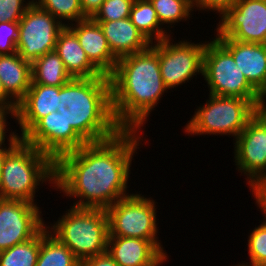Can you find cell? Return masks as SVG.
<instances>
[{"mask_svg":"<svg viewBox=\"0 0 266 266\" xmlns=\"http://www.w3.org/2000/svg\"><path fill=\"white\" fill-rule=\"evenodd\" d=\"M137 130H121L101 142L86 143L55 161V189L79 198L73 207L107 209L127 194L131 162L139 149ZM56 186V187H55Z\"/></svg>","mask_w":266,"mask_h":266,"instance_id":"obj_1","label":"cell"},{"mask_svg":"<svg viewBox=\"0 0 266 266\" xmlns=\"http://www.w3.org/2000/svg\"><path fill=\"white\" fill-rule=\"evenodd\" d=\"M110 81L117 124L123 130L139 131L167 90L161 77L158 49L151 43L142 52L119 58Z\"/></svg>","mask_w":266,"mask_h":266,"instance_id":"obj_2","label":"cell"},{"mask_svg":"<svg viewBox=\"0 0 266 266\" xmlns=\"http://www.w3.org/2000/svg\"><path fill=\"white\" fill-rule=\"evenodd\" d=\"M57 111L86 142L110 139L122 128L113 109L110 76L72 78L60 87Z\"/></svg>","mask_w":266,"mask_h":266,"instance_id":"obj_3","label":"cell"},{"mask_svg":"<svg viewBox=\"0 0 266 266\" xmlns=\"http://www.w3.org/2000/svg\"><path fill=\"white\" fill-rule=\"evenodd\" d=\"M46 181L55 185V161L21 140L5 157L0 177V199L35 204L37 186Z\"/></svg>","mask_w":266,"mask_h":266,"instance_id":"obj_4","label":"cell"},{"mask_svg":"<svg viewBox=\"0 0 266 266\" xmlns=\"http://www.w3.org/2000/svg\"><path fill=\"white\" fill-rule=\"evenodd\" d=\"M52 226L47 227L80 260L107 251L109 223L105 209L70 207Z\"/></svg>","mask_w":266,"mask_h":266,"instance_id":"obj_5","label":"cell"},{"mask_svg":"<svg viewBox=\"0 0 266 266\" xmlns=\"http://www.w3.org/2000/svg\"><path fill=\"white\" fill-rule=\"evenodd\" d=\"M185 133L196 135H228L235 139L258 109L246 99L209 94L206 104L198 107Z\"/></svg>","mask_w":266,"mask_h":266,"instance_id":"obj_6","label":"cell"},{"mask_svg":"<svg viewBox=\"0 0 266 266\" xmlns=\"http://www.w3.org/2000/svg\"><path fill=\"white\" fill-rule=\"evenodd\" d=\"M202 76L208 84L209 94L246 99L261 109L263 96L249 83L232 54L216 38L206 43Z\"/></svg>","mask_w":266,"mask_h":266,"instance_id":"obj_7","label":"cell"},{"mask_svg":"<svg viewBox=\"0 0 266 266\" xmlns=\"http://www.w3.org/2000/svg\"><path fill=\"white\" fill-rule=\"evenodd\" d=\"M143 196L130 193L106 209L109 236L149 240L168 258L157 237L155 201Z\"/></svg>","mask_w":266,"mask_h":266,"instance_id":"obj_8","label":"cell"},{"mask_svg":"<svg viewBox=\"0 0 266 266\" xmlns=\"http://www.w3.org/2000/svg\"><path fill=\"white\" fill-rule=\"evenodd\" d=\"M234 144L236 168L258 198L266 189V111L259 109L249 119Z\"/></svg>","mask_w":266,"mask_h":266,"instance_id":"obj_9","label":"cell"},{"mask_svg":"<svg viewBox=\"0 0 266 266\" xmlns=\"http://www.w3.org/2000/svg\"><path fill=\"white\" fill-rule=\"evenodd\" d=\"M64 27L51 13L32 2L19 21L17 53L33 63L55 50L59 32Z\"/></svg>","mask_w":266,"mask_h":266,"instance_id":"obj_10","label":"cell"},{"mask_svg":"<svg viewBox=\"0 0 266 266\" xmlns=\"http://www.w3.org/2000/svg\"><path fill=\"white\" fill-rule=\"evenodd\" d=\"M171 36L152 43L158 49L161 77L167 89L181 86L196 76L203 75L205 43L180 41L174 43ZM172 41V42H171Z\"/></svg>","mask_w":266,"mask_h":266,"instance_id":"obj_11","label":"cell"},{"mask_svg":"<svg viewBox=\"0 0 266 266\" xmlns=\"http://www.w3.org/2000/svg\"><path fill=\"white\" fill-rule=\"evenodd\" d=\"M220 18L216 37L266 44V0H237Z\"/></svg>","mask_w":266,"mask_h":266,"instance_id":"obj_12","label":"cell"},{"mask_svg":"<svg viewBox=\"0 0 266 266\" xmlns=\"http://www.w3.org/2000/svg\"><path fill=\"white\" fill-rule=\"evenodd\" d=\"M37 204L0 199V252L35 237L45 226Z\"/></svg>","mask_w":266,"mask_h":266,"instance_id":"obj_13","label":"cell"},{"mask_svg":"<svg viewBox=\"0 0 266 266\" xmlns=\"http://www.w3.org/2000/svg\"><path fill=\"white\" fill-rule=\"evenodd\" d=\"M21 139L54 161L86 144L58 111L41 118Z\"/></svg>","mask_w":266,"mask_h":266,"instance_id":"obj_14","label":"cell"},{"mask_svg":"<svg viewBox=\"0 0 266 266\" xmlns=\"http://www.w3.org/2000/svg\"><path fill=\"white\" fill-rule=\"evenodd\" d=\"M66 26L76 34L90 62L102 74L110 76L116 68L118 59L112 54L98 22L92 18H86L76 23H66Z\"/></svg>","mask_w":266,"mask_h":266,"instance_id":"obj_15","label":"cell"},{"mask_svg":"<svg viewBox=\"0 0 266 266\" xmlns=\"http://www.w3.org/2000/svg\"><path fill=\"white\" fill-rule=\"evenodd\" d=\"M232 54L238 68L249 83L262 95L266 93V44L245 43L216 37Z\"/></svg>","mask_w":266,"mask_h":266,"instance_id":"obj_16","label":"cell"},{"mask_svg":"<svg viewBox=\"0 0 266 266\" xmlns=\"http://www.w3.org/2000/svg\"><path fill=\"white\" fill-rule=\"evenodd\" d=\"M60 87L31 84L18 103L16 119L21 138L43 117L57 111Z\"/></svg>","mask_w":266,"mask_h":266,"instance_id":"obj_17","label":"cell"},{"mask_svg":"<svg viewBox=\"0 0 266 266\" xmlns=\"http://www.w3.org/2000/svg\"><path fill=\"white\" fill-rule=\"evenodd\" d=\"M107 252L119 266H160L167 257L149 240L109 236Z\"/></svg>","mask_w":266,"mask_h":266,"instance_id":"obj_18","label":"cell"},{"mask_svg":"<svg viewBox=\"0 0 266 266\" xmlns=\"http://www.w3.org/2000/svg\"><path fill=\"white\" fill-rule=\"evenodd\" d=\"M112 54L121 58L146 50L151 43L131 22L130 17L110 22H98Z\"/></svg>","mask_w":266,"mask_h":266,"instance_id":"obj_19","label":"cell"},{"mask_svg":"<svg viewBox=\"0 0 266 266\" xmlns=\"http://www.w3.org/2000/svg\"><path fill=\"white\" fill-rule=\"evenodd\" d=\"M72 78H92L103 74L90 62L76 34L65 26L58 35L54 50Z\"/></svg>","mask_w":266,"mask_h":266,"instance_id":"obj_20","label":"cell"},{"mask_svg":"<svg viewBox=\"0 0 266 266\" xmlns=\"http://www.w3.org/2000/svg\"><path fill=\"white\" fill-rule=\"evenodd\" d=\"M0 80L5 92L18 104L32 83V63L17 52L0 55Z\"/></svg>","mask_w":266,"mask_h":266,"instance_id":"obj_21","label":"cell"},{"mask_svg":"<svg viewBox=\"0 0 266 266\" xmlns=\"http://www.w3.org/2000/svg\"><path fill=\"white\" fill-rule=\"evenodd\" d=\"M72 79L60 56L51 51L32 63V83L61 87Z\"/></svg>","mask_w":266,"mask_h":266,"instance_id":"obj_22","label":"cell"},{"mask_svg":"<svg viewBox=\"0 0 266 266\" xmlns=\"http://www.w3.org/2000/svg\"><path fill=\"white\" fill-rule=\"evenodd\" d=\"M36 266H80V260L45 226L40 231V251Z\"/></svg>","mask_w":266,"mask_h":266,"instance_id":"obj_23","label":"cell"},{"mask_svg":"<svg viewBox=\"0 0 266 266\" xmlns=\"http://www.w3.org/2000/svg\"><path fill=\"white\" fill-rule=\"evenodd\" d=\"M130 19L150 43H153V40L157 42L170 36L166 32L167 29L162 28L157 12L149 0H135L131 8Z\"/></svg>","mask_w":266,"mask_h":266,"instance_id":"obj_24","label":"cell"},{"mask_svg":"<svg viewBox=\"0 0 266 266\" xmlns=\"http://www.w3.org/2000/svg\"><path fill=\"white\" fill-rule=\"evenodd\" d=\"M40 251V232L30 240L0 252V266H36Z\"/></svg>","mask_w":266,"mask_h":266,"instance_id":"obj_25","label":"cell"},{"mask_svg":"<svg viewBox=\"0 0 266 266\" xmlns=\"http://www.w3.org/2000/svg\"><path fill=\"white\" fill-rule=\"evenodd\" d=\"M157 12L158 20L161 25L170 24L182 20H187L193 11L192 0H149Z\"/></svg>","mask_w":266,"mask_h":266,"instance_id":"obj_26","label":"cell"},{"mask_svg":"<svg viewBox=\"0 0 266 266\" xmlns=\"http://www.w3.org/2000/svg\"><path fill=\"white\" fill-rule=\"evenodd\" d=\"M256 204H258L260 210H262L264 216L263 223L254 228L248 238V253L251 263L250 265L242 263L244 266H266V205H264L258 198Z\"/></svg>","mask_w":266,"mask_h":266,"instance_id":"obj_27","label":"cell"},{"mask_svg":"<svg viewBox=\"0 0 266 266\" xmlns=\"http://www.w3.org/2000/svg\"><path fill=\"white\" fill-rule=\"evenodd\" d=\"M40 8L51 13L65 26L62 20L75 21L84 20L87 17L83 14L80 0H33Z\"/></svg>","mask_w":266,"mask_h":266,"instance_id":"obj_28","label":"cell"},{"mask_svg":"<svg viewBox=\"0 0 266 266\" xmlns=\"http://www.w3.org/2000/svg\"><path fill=\"white\" fill-rule=\"evenodd\" d=\"M135 0H105L92 19L96 22H110L130 17Z\"/></svg>","mask_w":266,"mask_h":266,"instance_id":"obj_29","label":"cell"},{"mask_svg":"<svg viewBox=\"0 0 266 266\" xmlns=\"http://www.w3.org/2000/svg\"><path fill=\"white\" fill-rule=\"evenodd\" d=\"M19 22L0 23V55H9L17 52Z\"/></svg>","mask_w":266,"mask_h":266,"instance_id":"obj_30","label":"cell"},{"mask_svg":"<svg viewBox=\"0 0 266 266\" xmlns=\"http://www.w3.org/2000/svg\"><path fill=\"white\" fill-rule=\"evenodd\" d=\"M0 0V23L19 22L33 0ZM27 4V5H26Z\"/></svg>","mask_w":266,"mask_h":266,"instance_id":"obj_31","label":"cell"},{"mask_svg":"<svg viewBox=\"0 0 266 266\" xmlns=\"http://www.w3.org/2000/svg\"><path fill=\"white\" fill-rule=\"evenodd\" d=\"M237 0H192L193 9L217 11L222 16L231 9ZM196 7V8H195Z\"/></svg>","mask_w":266,"mask_h":266,"instance_id":"obj_32","label":"cell"},{"mask_svg":"<svg viewBox=\"0 0 266 266\" xmlns=\"http://www.w3.org/2000/svg\"><path fill=\"white\" fill-rule=\"evenodd\" d=\"M80 266H119L112 256L107 252H103L96 256H92L80 261Z\"/></svg>","mask_w":266,"mask_h":266,"instance_id":"obj_33","label":"cell"},{"mask_svg":"<svg viewBox=\"0 0 266 266\" xmlns=\"http://www.w3.org/2000/svg\"><path fill=\"white\" fill-rule=\"evenodd\" d=\"M8 114L11 116V118L13 116L14 119H16V112L12 108L0 107V147L5 146L4 142L7 138L5 133H8L6 132V126L8 124V121L6 122V117H8Z\"/></svg>","mask_w":266,"mask_h":266,"instance_id":"obj_34","label":"cell"},{"mask_svg":"<svg viewBox=\"0 0 266 266\" xmlns=\"http://www.w3.org/2000/svg\"><path fill=\"white\" fill-rule=\"evenodd\" d=\"M21 137L18 136V133L14 132H10L9 135V144H8V148L7 146L5 147H0V177H1V173H2V168L4 165V160L6 155L21 141Z\"/></svg>","mask_w":266,"mask_h":266,"instance_id":"obj_35","label":"cell"},{"mask_svg":"<svg viewBox=\"0 0 266 266\" xmlns=\"http://www.w3.org/2000/svg\"><path fill=\"white\" fill-rule=\"evenodd\" d=\"M105 0H80L81 8L83 14L87 18H92L96 12L99 10L101 4Z\"/></svg>","mask_w":266,"mask_h":266,"instance_id":"obj_36","label":"cell"},{"mask_svg":"<svg viewBox=\"0 0 266 266\" xmlns=\"http://www.w3.org/2000/svg\"><path fill=\"white\" fill-rule=\"evenodd\" d=\"M0 107L12 108L15 112L17 111L18 107V104L5 92L1 80H0Z\"/></svg>","mask_w":266,"mask_h":266,"instance_id":"obj_37","label":"cell"},{"mask_svg":"<svg viewBox=\"0 0 266 266\" xmlns=\"http://www.w3.org/2000/svg\"><path fill=\"white\" fill-rule=\"evenodd\" d=\"M258 199L266 205V189L263 191V193L258 197Z\"/></svg>","mask_w":266,"mask_h":266,"instance_id":"obj_38","label":"cell"},{"mask_svg":"<svg viewBox=\"0 0 266 266\" xmlns=\"http://www.w3.org/2000/svg\"><path fill=\"white\" fill-rule=\"evenodd\" d=\"M265 99H266V93L263 96V102H262V105H261V109L264 110V111H266V103H265L266 101H265Z\"/></svg>","mask_w":266,"mask_h":266,"instance_id":"obj_39","label":"cell"}]
</instances>
